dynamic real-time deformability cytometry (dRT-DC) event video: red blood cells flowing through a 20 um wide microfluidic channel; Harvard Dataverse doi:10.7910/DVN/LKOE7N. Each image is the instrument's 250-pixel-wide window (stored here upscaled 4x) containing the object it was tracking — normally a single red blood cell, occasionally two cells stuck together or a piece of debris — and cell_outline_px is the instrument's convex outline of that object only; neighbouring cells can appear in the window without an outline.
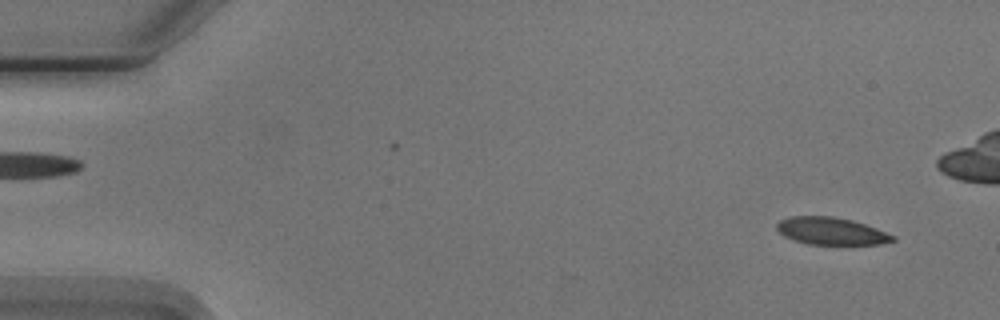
{"species": "Egyptian fruit bat (a non-hibernating species)", "species_latin": "Rousettus aegyptiacus", "temperature_condition": "cold", "stored_images_in_passage": 7, "camera_frame_rate_fps": 3000, "um_per_image_px": 0.085, "animal": {"sex": "male"}, "frame": {"image": 1, "passage_image": 1, "time_ms": 0.0, "image_size_px": [1000, 320], "cell_outline_px": [[896, 240], [880, 244], [808, 244], [784, 236], [776, 228], [776, 224], [780, 220], [792, 216], [832, 216], [852, 220], [876, 228], [896, 236]], "centroid_in_image_um": [70.66, 19.64], "position_along_channel_um": 14.3, "area_um2": 18.32}}